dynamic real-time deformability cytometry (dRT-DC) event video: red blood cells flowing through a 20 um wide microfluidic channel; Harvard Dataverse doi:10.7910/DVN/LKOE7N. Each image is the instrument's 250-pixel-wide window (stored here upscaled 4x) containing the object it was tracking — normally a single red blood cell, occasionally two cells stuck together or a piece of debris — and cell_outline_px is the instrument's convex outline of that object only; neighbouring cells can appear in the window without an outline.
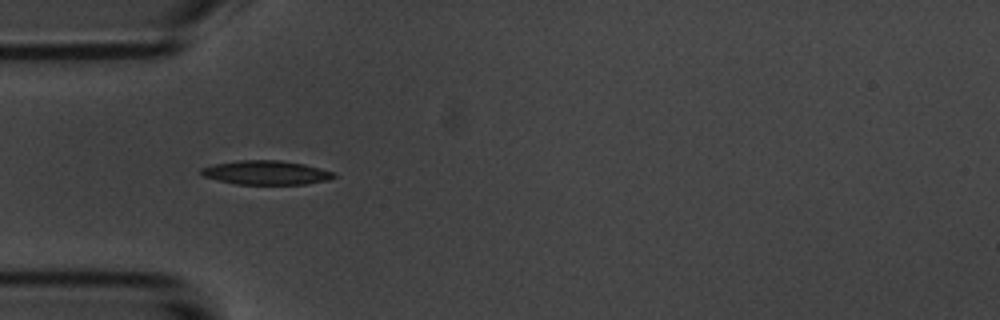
{"species": "common noctule bat (a hibernating species)", "species_latin": "Nyctalus noctula", "temperature_condition": "room temperature", "stored_images_in_passage": 5, "camera_frame_rate_fps": 3000, "um_per_image_px": 0.085, "animal": {"sex": "male", "body_mass_g": 20.1, "forearm_length_mm": 53.5}, "frame": {"image": 1, "passage_image": 4, "time_ms": 4.667, "image_size_px": [1000, 320], "cell_outline_px": [[336, 176], [328, 180], [304, 184], [236, 184], [204, 176], [200, 172], [200, 168], [212, 164], [236, 160], [280, 160], [304, 164], [332, 172]], "centroid_in_image_um": [22.58, 14.66], "position_along_channel_um": 62.4, "area_um2": 18.44}}